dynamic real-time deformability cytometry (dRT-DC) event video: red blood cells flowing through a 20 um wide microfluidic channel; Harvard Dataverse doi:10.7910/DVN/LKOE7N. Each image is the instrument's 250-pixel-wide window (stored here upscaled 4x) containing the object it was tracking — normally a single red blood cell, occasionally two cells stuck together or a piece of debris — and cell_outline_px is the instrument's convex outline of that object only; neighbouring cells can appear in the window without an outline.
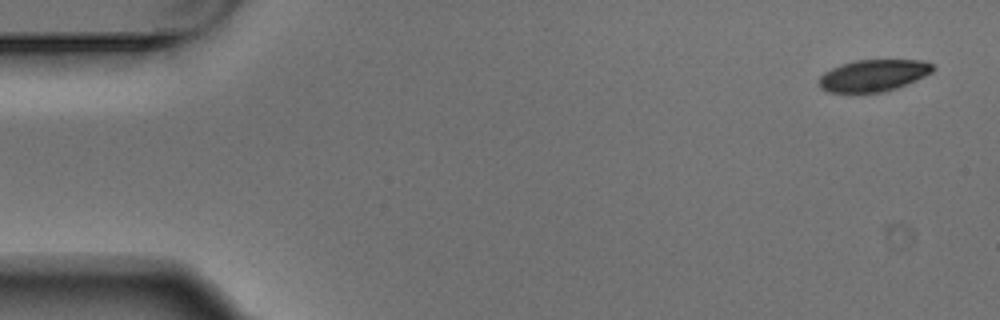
{"species": "Egyptian fruit bat (a non-hibernating species)", "species_latin": "Rousettus aegyptiacus", "temperature_condition": "warm", "stored_images_in_passage": 4, "camera_frame_rate_fps": 3000, "um_per_image_px": 0.085, "animal": {"sex": "male"}, "frame": {"image": 1, "passage_image": 1, "time_ms": 0.0, "image_size_px": [1000, 320], "cell_outline_px": [[936, 68], [932, 72], [916, 80], [896, 88], [884, 92], [828, 92], [820, 88], [820, 76], [824, 72], [840, 64], [856, 60], [920, 60], [932, 64]], "centroid_in_image_um": [74.24, 6.41], "position_along_channel_um": 10.8, "area_um2": 20.98}}
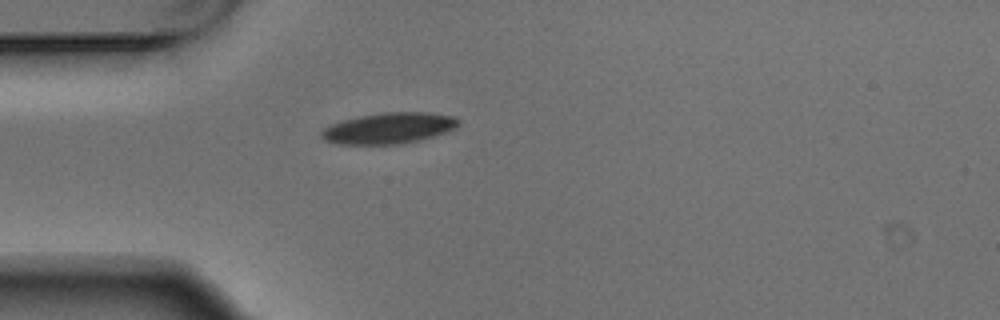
{"frame": {"image": 2, "passage_image": 4, "time_ms": 1.0, "image_size_px": [1000, 320], "cell_outline_px": [[460, 124], [456, 128], [420, 140], [400, 144], [340, 144], [324, 140], [320, 136], [320, 132], [328, 124], [360, 116], [384, 112], [428, 112], [452, 116], [460, 120]], "centroid_in_image_um": [33.04, 10.89], "position_along_channel_um": 52.0, "area_um2": 24.74}}